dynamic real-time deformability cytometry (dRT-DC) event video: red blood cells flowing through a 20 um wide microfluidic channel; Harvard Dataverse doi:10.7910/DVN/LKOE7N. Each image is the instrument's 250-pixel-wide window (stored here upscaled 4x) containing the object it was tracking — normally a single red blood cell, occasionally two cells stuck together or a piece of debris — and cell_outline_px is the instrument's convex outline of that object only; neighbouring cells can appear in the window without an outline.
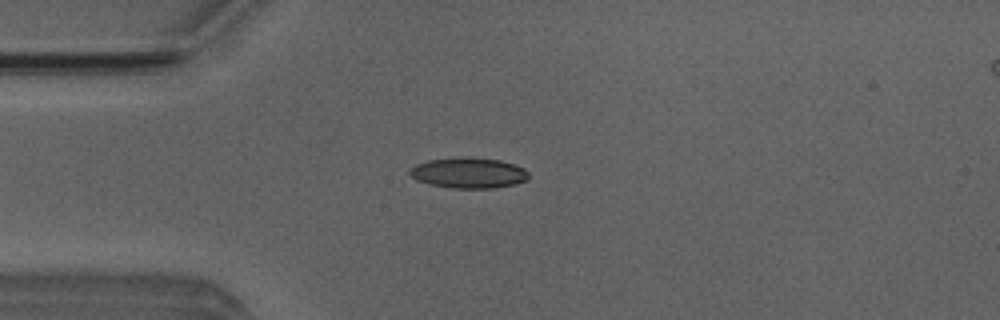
{"species": "Egyptian fruit bat (a non-hibernating species)", "species_latin": "Rousettus aegyptiacus", "temperature_condition": "room temperature", "stored_images_in_passage": 52, "camera_frame_rate_fps": 3000, "um_per_image_px": 0.085, "animal": {"sex": "male"}, "frame": {"image": 1, "passage_image": 13, "time_ms": 4.0, "image_size_px": [1000, 320], "cell_outline_px": [[528, 180], [516, 184], [492, 188], [452, 188], [428, 184], [416, 180], [408, 172], [408, 168], [416, 164], [428, 160], [468, 156], [500, 160], [524, 168], [528, 172]], "centroid_in_image_um": [39.81, 14.69], "position_along_channel_um": 45.2, "area_um2": 21.39}}
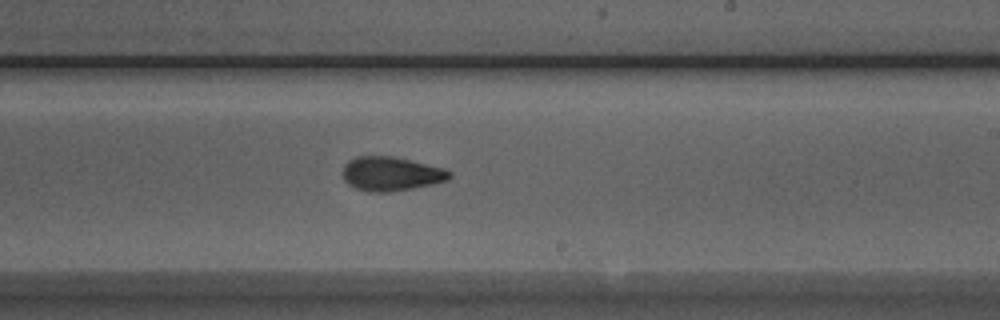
{"frame": {"image": 2, "passage_image": 30, "time_ms": 9.667, "image_size_px": [1000, 320], "cell_outline_px": [[452, 176], [448, 180], [432, 184], [412, 188], [388, 192], [368, 192], [356, 188], [348, 184], [344, 180], [344, 164], [348, 160], [356, 156], [392, 156], [444, 168], [452, 172]], "centroid_in_image_um": [33.24, 14.77], "position_along_channel_um": 255.8, "area_um2": 21.15}}
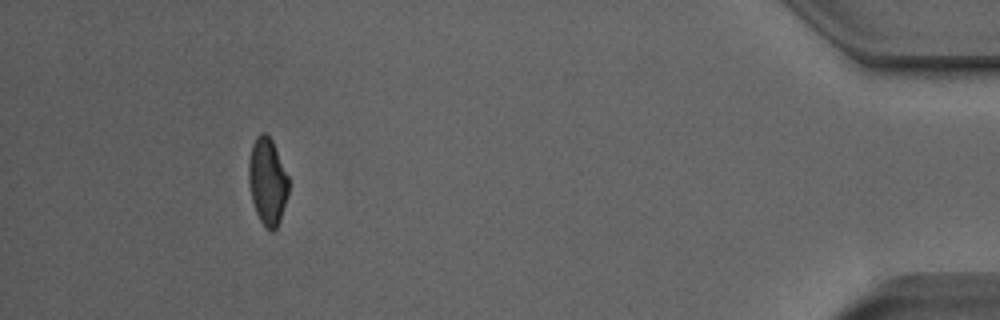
{"frame": {"image": 3, "passage_image": 47, "time_ms": 15.333, "image_size_px": [1000, 320], "cell_outline_px": [[288, 196], [280, 220], [276, 228], [272, 232], [264, 228], [256, 212], [252, 200], [248, 184], [248, 160], [252, 144], [256, 136], [260, 132], [264, 132], [272, 140], [288, 176]], "centroid_in_image_um": [22.72, 15.43], "position_along_channel_um": 412.5, "area_um2": 20.4}, "authors_computed_cell_mechanics": {"area_um2": 20.7213, "velocity_mm_per_s": 3.982, "shape_relaxation_time_tau1_ms": 7.2985, "shape_relaxation_time_tau2_ms": 2.9351, "deformation_change_tau1": 0.1902, "deformation_change_tau2": 0.1004}}